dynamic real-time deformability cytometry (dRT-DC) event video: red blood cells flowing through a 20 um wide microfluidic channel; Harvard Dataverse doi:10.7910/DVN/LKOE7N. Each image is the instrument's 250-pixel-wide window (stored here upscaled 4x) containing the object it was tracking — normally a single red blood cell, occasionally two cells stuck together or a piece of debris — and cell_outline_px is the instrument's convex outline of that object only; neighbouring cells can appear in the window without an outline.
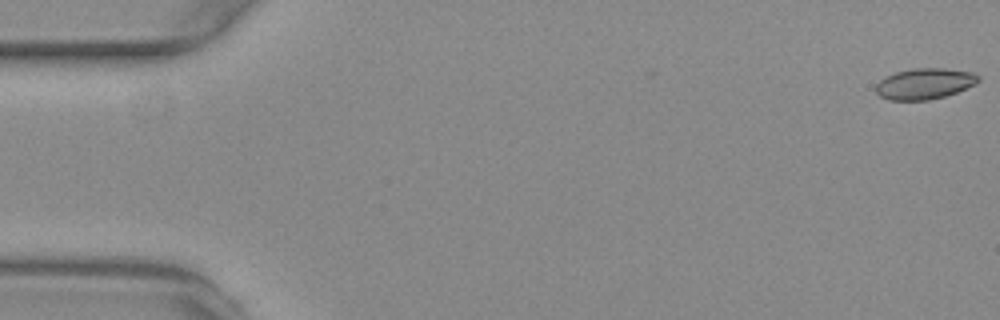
{"species": "common noctule bat (a hibernating species)", "species_latin": "Nyctalus noctula", "temperature_condition": "warm", "stored_images_in_passage": 15, "camera_frame_rate_fps": 3000, "um_per_image_px": 0.085, "animal": {"sex": "female", "body_mass_g": 29.2, "forearm_length_mm": 56.3}, "frame": {"image": 1, "passage_image": 1, "time_ms": 0.0, "image_size_px": [1000, 320], "cell_outline_px": [[980, 80], [976, 84], [956, 92], [944, 96], [928, 100], [888, 100], [880, 96], [876, 92], [876, 84], [880, 80], [896, 72], [916, 68], [944, 68], [972, 72], [980, 76]], "centroid_in_image_um": [78.61, 7.11], "position_along_channel_um": 6.4, "area_um2": 18.38}}
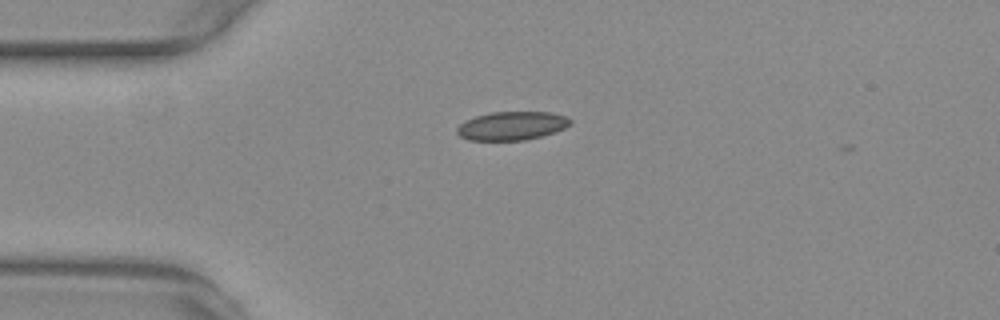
{"frame": {"image": 2, "passage_image": 14, "time_ms": 4.333, "image_size_px": [1000, 320], "cell_outline_px": [[572, 124], [556, 132], [524, 140], [468, 140], [460, 136], [456, 132], [456, 128], [464, 120], [476, 116], [492, 112], [552, 112], [564, 116], [572, 120]], "centroid_in_image_um": [43.5, 10.69], "position_along_channel_um": 41.5, "area_um2": 18.9}}